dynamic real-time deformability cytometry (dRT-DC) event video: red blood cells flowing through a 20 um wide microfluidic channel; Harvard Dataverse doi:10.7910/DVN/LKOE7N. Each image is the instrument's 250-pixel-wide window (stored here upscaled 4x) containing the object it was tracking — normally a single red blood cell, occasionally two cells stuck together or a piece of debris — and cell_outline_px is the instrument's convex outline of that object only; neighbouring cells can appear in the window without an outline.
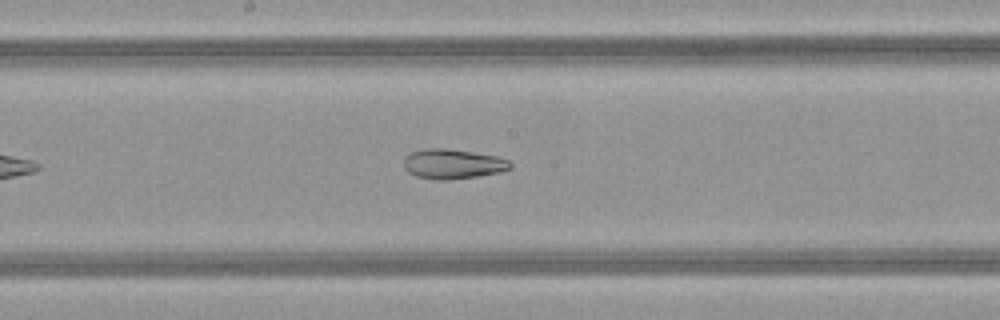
{"species": "common noctule bat (a hibernating species)", "species_latin": "Nyctalus noctula", "temperature_condition": "warm", "stored_images_in_passage": 26, "camera_frame_rate_fps": 3000, "um_per_image_px": 0.085, "animal": {"sex": "female", "body_mass_g": 21.9}, "frame": {"image": 1, "passage_image": 15, "time_ms": 4.667, "image_size_px": [1000, 320], "cell_outline_px": [[512, 168], [500, 172], [476, 176], [448, 180], [436, 180], [416, 176], [408, 172], [404, 168], [404, 156], [412, 152], [424, 148], [444, 148], [472, 152], [496, 156], [508, 160], [512, 164]], "centroid_in_image_um": [38.46, 13.93], "position_along_channel_um": 209.7, "area_um2": 18.5}}
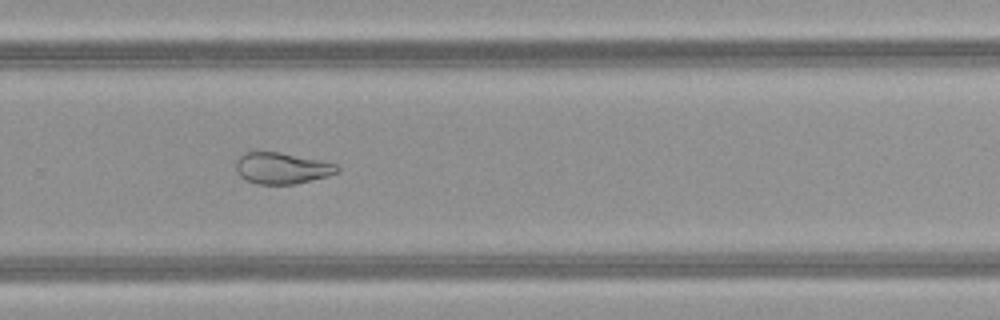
{"frame": {"image": 2, "passage_image": 22, "time_ms": 7.0, "image_size_px": [1000, 320], "cell_outline_px": [[340, 168], [336, 172], [328, 176], [296, 184], [256, 184], [240, 176], [236, 172], [236, 160], [244, 152], [280, 152], [320, 160], [336, 164]], "centroid_in_image_um": [23.94, 14.29], "position_along_channel_um": 305.9, "area_um2": 18.44}}